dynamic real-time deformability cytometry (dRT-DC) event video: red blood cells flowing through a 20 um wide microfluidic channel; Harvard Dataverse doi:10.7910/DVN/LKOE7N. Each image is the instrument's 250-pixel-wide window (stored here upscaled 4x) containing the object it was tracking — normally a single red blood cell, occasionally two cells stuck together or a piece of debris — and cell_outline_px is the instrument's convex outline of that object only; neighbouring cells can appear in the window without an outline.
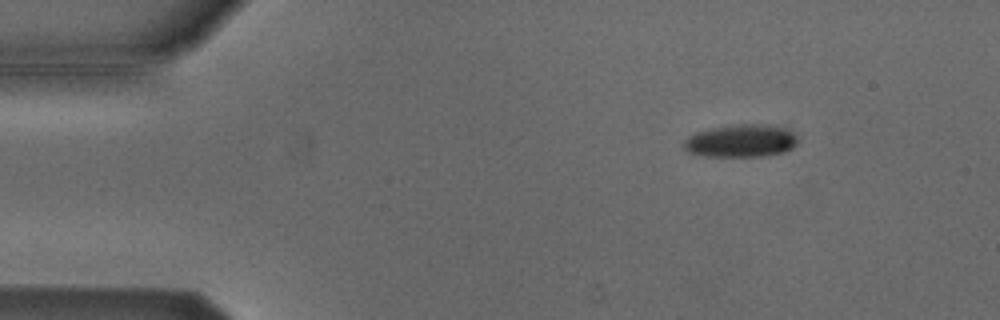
{"species": "Egyptian fruit bat (a non-hibernating species)", "species_latin": "Rousettus aegyptiacus", "temperature_condition": "cold", "stored_images_in_passage": 5, "camera_frame_rate_fps": 3000, "um_per_image_px": 0.085, "animal": {"sex": "male"}, "frame": {"image": 1, "passage_image": 2, "time_ms": 0.333, "image_size_px": [1000, 320], "cell_outline_px": [[796, 144], [792, 148], [784, 152], [764, 156], [704, 156], [688, 152], [684, 148], [684, 140], [688, 136], [696, 132], [712, 128], [740, 124], [764, 124], [788, 128], [796, 136]], "centroid_in_image_um": [62.98, 11.97], "position_along_channel_um": 22.0, "area_um2": 21.68}}
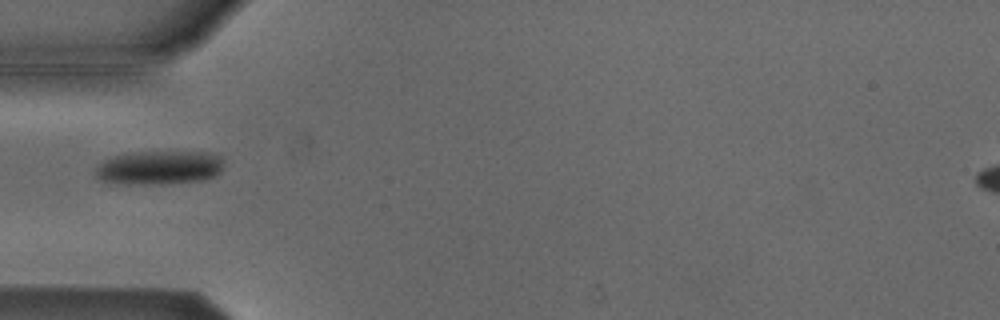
{"frame": {"image": 2, "passage_image": 5, "time_ms": 1.333, "image_size_px": [1000, 320], "cell_outline_px": [[220, 172], [204, 180], [160, 184], [128, 184], [100, 180], [96, 176], [96, 168], [104, 160], [112, 156], [128, 152], [208, 152], [220, 156]], "centroid_in_image_um": [13.49, 14.24], "position_along_channel_um": 71.5, "area_um2": 25.09}}